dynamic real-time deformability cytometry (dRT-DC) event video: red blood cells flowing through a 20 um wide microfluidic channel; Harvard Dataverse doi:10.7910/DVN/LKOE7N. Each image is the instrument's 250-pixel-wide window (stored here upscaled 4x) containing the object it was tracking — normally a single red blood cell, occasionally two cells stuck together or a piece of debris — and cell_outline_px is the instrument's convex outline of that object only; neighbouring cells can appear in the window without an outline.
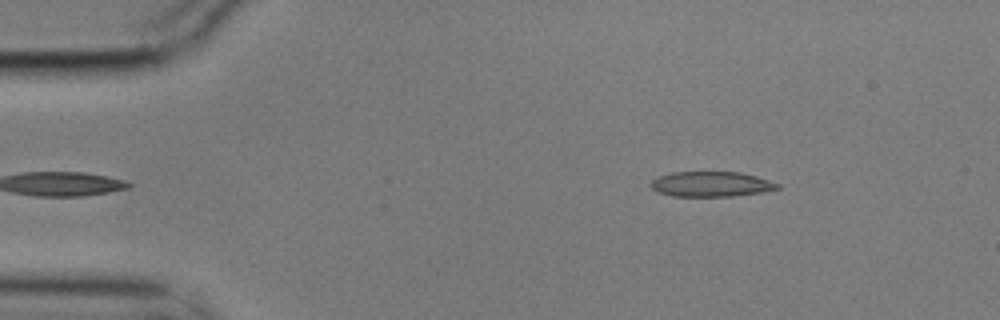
{"species": "common noctule bat (a hibernating species)", "species_latin": "Nyctalus noctula", "temperature_condition": "cold", "stored_images_in_passage": 6, "camera_frame_rate_fps": 3000, "um_per_image_px": 0.085, "animal": {"sex": "male", "body_mass_g": 17.9}, "frame": {"image": 1, "passage_image": 6, "time_ms": 1.667, "image_size_px": [1000, 320], "cell_outline_px": [[780, 188], [760, 192], [732, 196], [672, 196], [660, 192], [652, 188], [648, 184], [656, 176], [672, 172], [740, 172], [756, 176], [780, 184]], "centroid_in_image_um": [60.41, 15.64], "position_along_channel_um": 24.6, "area_um2": 18.5}}